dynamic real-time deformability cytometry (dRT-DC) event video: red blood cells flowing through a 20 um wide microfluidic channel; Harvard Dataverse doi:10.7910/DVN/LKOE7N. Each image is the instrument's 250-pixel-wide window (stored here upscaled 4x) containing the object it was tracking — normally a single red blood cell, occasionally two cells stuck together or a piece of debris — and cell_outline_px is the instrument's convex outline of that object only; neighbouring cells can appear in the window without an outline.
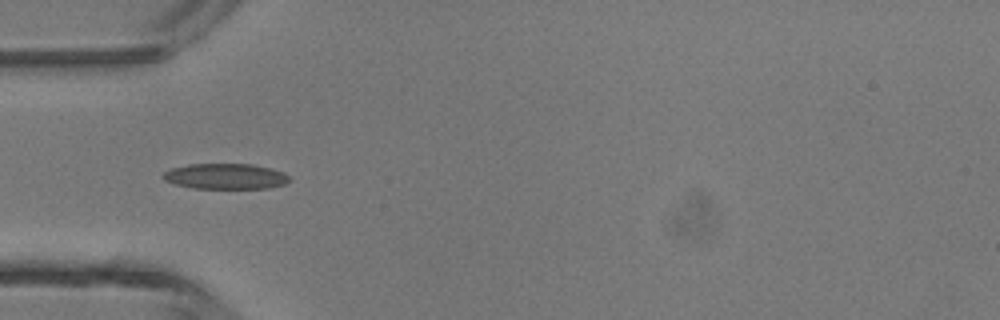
{"species": "common noctule bat (a hibernating species)", "species_latin": "Nyctalus noctula", "temperature_condition": "room temperature", "stored_images_in_passage": 5, "camera_frame_rate_fps": 3000, "um_per_image_px": 0.085, "animal": {"sex": "male", "body_mass_g": 13.3}, "frame": {"image": 1, "passage_image": 3, "time_ms": 0.667, "image_size_px": [1000, 320], "cell_outline_px": [[292, 180], [284, 184], [268, 188], [192, 188], [176, 184], [164, 180], [160, 176], [164, 172], [172, 168], [188, 164], [252, 164], [284, 172]], "centroid_in_image_um": [19.15, 14.99], "position_along_channel_um": 65.8, "area_um2": 18.79}}
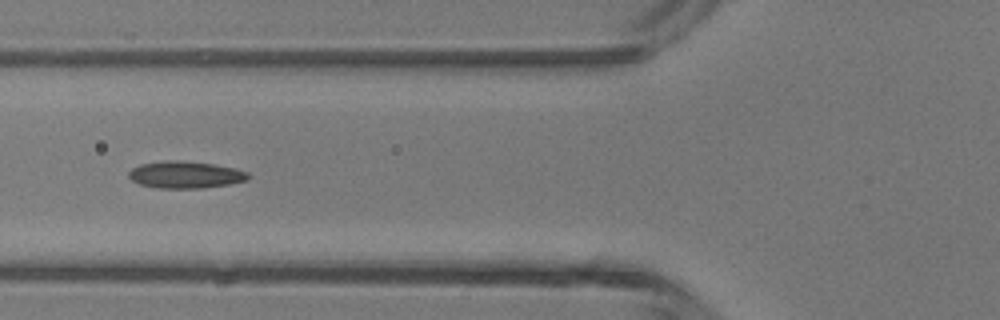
{"frame": {"image": 2, "passage_image": 4, "time_ms": 1.0, "image_size_px": [1000, 320], "cell_outline_px": [[252, 176], [248, 180], [228, 184], [204, 188], [156, 188], [140, 184], [132, 180], [128, 176], [128, 172], [132, 168], [140, 164], [164, 160], [180, 160], [212, 164], [236, 168], [248, 172]], "centroid_in_image_um": [15.77, 14.85], "position_along_channel_um": 110.0, "area_um2": 18.96}}
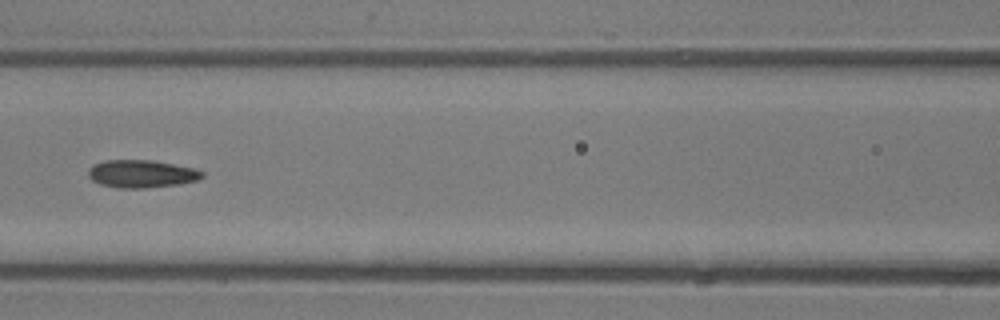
{"frame": {"image": 3, "passage_image": 5, "time_ms": 1.333, "image_size_px": [1000, 320], "cell_outline_px": [[204, 176], [200, 180], [180, 184], [144, 188], [116, 188], [100, 184], [92, 180], [88, 176], [88, 168], [92, 164], [104, 160], [152, 160], [192, 168], [204, 172]], "centroid_in_image_um": [12.0, 14.78], "position_along_channel_um": 154.6, "area_um2": 18.55}}